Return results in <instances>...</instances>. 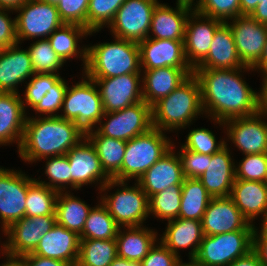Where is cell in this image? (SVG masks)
I'll list each match as a JSON object with an SVG mask.
<instances>
[{
	"label": "cell",
	"instance_id": "5",
	"mask_svg": "<svg viewBox=\"0 0 267 266\" xmlns=\"http://www.w3.org/2000/svg\"><path fill=\"white\" fill-rule=\"evenodd\" d=\"M128 182L110 179L98 192L100 201L120 227L142 226L150 216L149 199L137 181L132 186ZM114 187L118 188L111 194Z\"/></svg>",
	"mask_w": 267,
	"mask_h": 266
},
{
	"label": "cell",
	"instance_id": "58",
	"mask_svg": "<svg viewBox=\"0 0 267 266\" xmlns=\"http://www.w3.org/2000/svg\"><path fill=\"white\" fill-rule=\"evenodd\" d=\"M26 1L27 0H0V8L15 11Z\"/></svg>",
	"mask_w": 267,
	"mask_h": 266
},
{
	"label": "cell",
	"instance_id": "38",
	"mask_svg": "<svg viewBox=\"0 0 267 266\" xmlns=\"http://www.w3.org/2000/svg\"><path fill=\"white\" fill-rule=\"evenodd\" d=\"M92 207L85 221L80 239H115L120 226L109 214L107 207L100 201Z\"/></svg>",
	"mask_w": 267,
	"mask_h": 266
},
{
	"label": "cell",
	"instance_id": "45",
	"mask_svg": "<svg viewBox=\"0 0 267 266\" xmlns=\"http://www.w3.org/2000/svg\"><path fill=\"white\" fill-rule=\"evenodd\" d=\"M225 139L217 141L215 134L208 128H194L188 132L185 143L181 146L190 151L212 155L226 145Z\"/></svg>",
	"mask_w": 267,
	"mask_h": 266
},
{
	"label": "cell",
	"instance_id": "25",
	"mask_svg": "<svg viewBox=\"0 0 267 266\" xmlns=\"http://www.w3.org/2000/svg\"><path fill=\"white\" fill-rule=\"evenodd\" d=\"M142 72L143 101L151 107L160 99L168 96L190 75L192 68L162 67Z\"/></svg>",
	"mask_w": 267,
	"mask_h": 266
},
{
	"label": "cell",
	"instance_id": "36",
	"mask_svg": "<svg viewBox=\"0 0 267 266\" xmlns=\"http://www.w3.org/2000/svg\"><path fill=\"white\" fill-rule=\"evenodd\" d=\"M116 257L115 239H80L76 266H110Z\"/></svg>",
	"mask_w": 267,
	"mask_h": 266
},
{
	"label": "cell",
	"instance_id": "8",
	"mask_svg": "<svg viewBox=\"0 0 267 266\" xmlns=\"http://www.w3.org/2000/svg\"><path fill=\"white\" fill-rule=\"evenodd\" d=\"M253 232L254 230H238L204 235L195 258L203 266H229L252 250Z\"/></svg>",
	"mask_w": 267,
	"mask_h": 266
},
{
	"label": "cell",
	"instance_id": "65",
	"mask_svg": "<svg viewBox=\"0 0 267 266\" xmlns=\"http://www.w3.org/2000/svg\"><path fill=\"white\" fill-rule=\"evenodd\" d=\"M181 1H187V2L193 3L195 0H181Z\"/></svg>",
	"mask_w": 267,
	"mask_h": 266
},
{
	"label": "cell",
	"instance_id": "14",
	"mask_svg": "<svg viewBox=\"0 0 267 266\" xmlns=\"http://www.w3.org/2000/svg\"><path fill=\"white\" fill-rule=\"evenodd\" d=\"M266 120L267 115L258 111L250 116L225 121L226 129L223 130L227 136L226 142L231 141L244 155L267 153Z\"/></svg>",
	"mask_w": 267,
	"mask_h": 266
},
{
	"label": "cell",
	"instance_id": "16",
	"mask_svg": "<svg viewBox=\"0 0 267 266\" xmlns=\"http://www.w3.org/2000/svg\"><path fill=\"white\" fill-rule=\"evenodd\" d=\"M71 171V190L96 184L98 190L110 180L103 171L95 147L85 137L67 154ZM99 181V182H98Z\"/></svg>",
	"mask_w": 267,
	"mask_h": 266
},
{
	"label": "cell",
	"instance_id": "63",
	"mask_svg": "<svg viewBox=\"0 0 267 266\" xmlns=\"http://www.w3.org/2000/svg\"><path fill=\"white\" fill-rule=\"evenodd\" d=\"M263 78H267V65L260 71Z\"/></svg>",
	"mask_w": 267,
	"mask_h": 266
},
{
	"label": "cell",
	"instance_id": "61",
	"mask_svg": "<svg viewBox=\"0 0 267 266\" xmlns=\"http://www.w3.org/2000/svg\"><path fill=\"white\" fill-rule=\"evenodd\" d=\"M267 65V38L264 47L263 55L260 61L253 67V70L256 72H260Z\"/></svg>",
	"mask_w": 267,
	"mask_h": 266
},
{
	"label": "cell",
	"instance_id": "59",
	"mask_svg": "<svg viewBox=\"0 0 267 266\" xmlns=\"http://www.w3.org/2000/svg\"><path fill=\"white\" fill-rule=\"evenodd\" d=\"M110 266H141V262L128 260L122 257L117 256Z\"/></svg>",
	"mask_w": 267,
	"mask_h": 266
},
{
	"label": "cell",
	"instance_id": "20",
	"mask_svg": "<svg viewBox=\"0 0 267 266\" xmlns=\"http://www.w3.org/2000/svg\"><path fill=\"white\" fill-rule=\"evenodd\" d=\"M192 3L176 0L173 8L158 3L153 11L148 38L184 41L188 16L193 11Z\"/></svg>",
	"mask_w": 267,
	"mask_h": 266
},
{
	"label": "cell",
	"instance_id": "27",
	"mask_svg": "<svg viewBox=\"0 0 267 266\" xmlns=\"http://www.w3.org/2000/svg\"><path fill=\"white\" fill-rule=\"evenodd\" d=\"M79 247V235L56 223L41 238L33 254L61 260L76 266L79 257Z\"/></svg>",
	"mask_w": 267,
	"mask_h": 266
},
{
	"label": "cell",
	"instance_id": "41",
	"mask_svg": "<svg viewBox=\"0 0 267 266\" xmlns=\"http://www.w3.org/2000/svg\"><path fill=\"white\" fill-rule=\"evenodd\" d=\"M125 1L90 0L87 12V29L90 31V36L98 33L104 27H108Z\"/></svg>",
	"mask_w": 267,
	"mask_h": 266
},
{
	"label": "cell",
	"instance_id": "11",
	"mask_svg": "<svg viewBox=\"0 0 267 266\" xmlns=\"http://www.w3.org/2000/svg\"><path fill=\"white\" fill-rule=\"evenodd\" d=\"M55 224L56 215L23 217L2 232L7 240L0 244V251L14 257L33 253Z\"/></svg>",
	"mask_w": 267,
	"mask_h": 266
},
{
	"label": "cell",
	"instance_id": "37",
	"mask_svg": "<svg viewBox=\"0 0 267 266\" xmlns=\"http://www.w3.org/2000/svg\"><path fill=\"white\" fill-rule=\"evenodd\" d=\"M59 192L28 175L25 217L55 215Z\"/></svg>",
	"mask_w": 267,
	"mask_h": 266
},
{
	"label": "cell",
	"instance_id": "48",
	"mask_svg": "<svg viewBox=\"0 0 267 266\" xmlns=\"http://www.w3.org/2000/svg\"><path fill=\"white\" fill-rule=\"evenodd\" d=\"M90 0H60L57 4L63 23L77 24L87 28V12Z\"/></svg>",
	"mask_w": 267,
	"mask_h": 266
},
{
	"label": "cell",
	"instance_id": "19",
	"mask_svg": "<svg viewBox=\"0 0 267 266\" xmlns=\"http://www.w3.org/2000/svg\"><path fill=\"white\" fill-rule=\"evenodd\" d=\"M201 222L203 234L208 236L255 229L230 197L212 198Z\"/></svg>",
	"mask_w": 267,
	"mask_h": 266
},
{
	"label": "cell",
	"instance_id": "56",
	"mask_svg": "<svg viewBox=\"0 0 267 266\" xmlns=\"http://www.w3.org/2000/svg\"><path fill=\"white\" fill-rule=\"evenodd\" d=\"M259 111L267 115V78H262V86L259 91Z\"/></svg>",
	"mask_w": 267,
	"mask_h": 266
},
{
	"label": "cell",
	"instance_id": "52",
	"mask_svg": "<svg viewBox=\"0 0 267 266\" xmlns=\"http://www.w3.org/2000/svg\"><path fill=\"white\" fill-rule=\"evenodd\" d=\"M260 225L261 230L255 226L253 232L252 250L258 255L262 266H267V223Z\"/></svg>",
	"mask_w": 267,
	"mask_h": 266
},
{
	"label": "cell",
	"instance_id": "50",
	"mask_svg": "<svg viewBox=\"0 0 267 266\" xmlns=\"http://www.w3.org/2000/svg\"><path fill=\"white\" fill-rule=\"evenodd\" d=\"M179 258L158 240L141 261V266H175Z\"/></svg>",
	"mask_w": 267,
	"mask_h": 266
},
{
	"label": "cell",
	"instance_id": "62",
	"mask_svg": "<svg viewBox=\"0 0 267 266\" xmlns=\"http://www.w3.org/2000/svg\"><path fill=\"white\" fill-rule=\"evenodd\" d=\"M189 262H184L181 257L177 260L175 266H203L195 257H189Z\"/></svg>",
	"mask_w": 267,
	"mask_h": 266
},
{
	"label": "cell",
	"instance_id": "46",
	"mask_svg": "<svg viewBox=\"0 0 267 266\" xmlns=\"http://www.w3.org/2000/svg\"><path fill=\"white\" fill-rule=\"evenodd\" d=\"M244 156L239 164H235V179L266 182L267 153Z\"/></svg>",
	"mask_w": 267,
	"mask_h": 266
},
{
	"label": "cell",
	"instance_id": "47",
	"mask_svg": "<svg viewBox=\"0 0 267 266\" xmlns=\"http://www.w3.org/2000/svg\"><path fill=\"white\" fill-rule=\"evenodd\" d=\"M61 77L32 110L38 117L59 116L68 84ZM38 113V114H37ZM40 114V115H39Z\"/></svg>",
	"mask_w": 267,
	"mask_h": 266
},
{
	"label": "cell",
	"instance_id": "33",
	"mask_svg": "<svg viewBox=\"0 0 267 266\" xmlns=\"http://www.w3.org/2000/svg\"><path fill=\"white\" fill-rule=\"evenodd\" d=\"M85 137L95 147L103 171L112 179L121 169L127 142L102 136L96 129L86 132Z\"/></svg>",
	"mask_w": 267,
	"mask_h": 266
},
{
	"label": "cell",
	"instance_id": "7",
	"mask_svg": "<svg viewBox=\"0 0 267 266\" xmlns=\"http://www.w3.org/2000/svg\"><path fill=\"white\" fill-rule=\"evenodd\" d=\"M81 79L67 87L59 117L74 121L86 133L98 126L104 110L94 80L83 72Z\"/></svg>",
	"mask_w": 267,
	"mask_h": 266
},
{
	"label": "cell",
	"instance_id": "4",
	"mask_svg": "<svg viewBox=\"0 0 267 266\" xmlns=\"http://www.w3.org/2000/svg\"><path fill=\"white\" fill-rule=\"evenodd\" d=\"M113 42L87 45L88 78H109L124 74H142L138 43L113 37Z\"/></svg>",
	"mask_w": 267,
	"mask_h": 266
},
{
	"label": "cell",
	"instance_id": "55",
	"mask_svg": "<svg viewBox=\"0 0 267 266\" xmlns=\"http://www.w3.org/2000/svg\"><path fill=\"white\" fill-rule=\"evenodd\" d=\"M249 16L259 23L267 25V0H261Z\"/></svg>",
	"mask_w": 267,
	"mask_h": 266
},
{
	"label": "cell",
	"instance_id": "28",
	"mask_svg": "<svg viewBox=\"0 0 267 266\" xmlns=\"http://www.w3.org/2000/svg\"><path fill=\"white\" fill-rule=\"evenodd\" d=\"M159 240L178 257L179 250L188 249L189 257H196L201 241L203 239L202 222L199 220H189L183 218H176L167 221L165 231Z\"/></svg>",
	"mask_w": 267,
	"mask_h": 266
},
{
	"label": "cell",
	"instance_id": "35",
	"mask_svg": "<svg viewBox=\"0 0 267 266\" xmlns=\"http://www.w3.org/2000/svg\"><path fill=\"white\" fill-rule=\"evenodd\" d=\"M211 199L212 196L199 179L185 178L178 218L201 221Z\"/></svg>",
	"mask_w": 267,
	"mask_h": 266
},
{
	"label": "cell",
	"instance_id": "42",
	"mask_svg": "<svg viewBox=\"0 0 267 266\" xmlns=\"http://www.w3.org/2000/svg\"><path fill=\"white\" fill-rule=\"evenodd\" d=\"M41 160H46L44 174H46L49 182L42 181L41 178H35L38 183L53 188L58 192H65L68 188L71 189V168L67 155L47 157Z\"/></svg>",
	"mask_w": 267,
	"mask_h": 266
},
{
	"label": "cell",
	"instance_id": "54",
	"mask_svg": "<svg viewBox=\"0 0 267 266\" xmlns=\"http://www.w3.org/2000/svg\"><path fill=\"white\" fill-rule=\"evenodd\" d=\"M229 266H262L258 255L251 250L247 255L236 259Z\"/></svg>",
	"mask_w": 267,
	"mask_h": 266
},
{
	"label": "cell",
	"instance_id": "2",
	"mask_svg": "<svg viewBox=\"0 0 267 266\" xmlns=\"http://www.w3.org/2000/svg\"><path fill=\"white\" fill-rule=\"evenodd\" d=\"M84 138L85 132L74 121L59 116L27 115L17 152L21 160L32 164L47 157L66 155Z\"/></svg>",
	"mask_w": 267,
	"mask_h": 266
},
{
	"label": "cell",
	"instance_id": "3",
	"mask_svg": "<svg viewBox=\"0 0 267 266\" xmlns=\"http://www.w3.org/2000/svg\"><path fill=\"white\" fill-rule=\"evenodd\" d=\"M203 116L201 89L192 74L168 96L152 106V125L164 132L189 127L198 116Z\"/></svg>",
	"mask_w": 267,
	"mask_h": 266
},
{
	"label": "cell",
	"instance_id": "40",
	"mask_svg": "<svg viewBox=\"0 0 267 266\" xmlns=\"http://www.w3.org/2000/svg\"><path fill=\"white\" fill-rule=\"evenodd\" d=\"M27 49L34 73L59 74V70L64 67L65 63L55 53L48 39H37Z\"/></svg>",
	"mask_w": 267,
	"mask_h": 266
},
{
	"label": "cell",
	"instance_id": "53",
	"mask_svg": "<svg viewBox=\"0 0 267 266\" xmlns=\"http://www.w3.org/2000/svg\"><path fill=\"white\" fill-rule=\"evenodd\" d=\"M21 260L23 266H73L68 262L38 256L33 253L22 256Z\"/></svg>",
	"mask_w": 267,
	"mask_h": 266
},
{
	"label": "cell",
	"instance_id": "12",
	"mask_svg": "<svg viewBox=\"0 0 267 266\" xmlns=\"http://www.w3.org/2000/svg\"><path fill=\"white\" fill-rule=\"evenodd\" d=\"M158 3V0H126L107 27L111 35L136 43L148 38L152 14Z\"/></svg>",
	"mask_w": 267,
	"mask_h": 266
},
{
	"label": "cell",
	"instance_id": "49",
	"mask_svg": "<svg viewBox=\"0 0 267 266\" xmlns=\"http://www.w3.org/2000/svg\"><path fill=\"white\" fill-rule=\"evenodd\" d=\"M177 151L185 178H200L206 171L207 155L179 147Z\"/></svg>",
	"mask_w": 267,
	"mask_h": 266
},
{
	"label": "cell",
	"instance_id": "6",
	"mask_svg": "<svg viewBox=\"0 0 267 266\" xmlns=\"http://www.w3.org/2000/svg\"><path fill=\"white\" fill-rule=\"evenodd\" d=\"M165 133L153 127L148 132L127 141L121 169L112 179L138 181L172 148L174 142Z\"/></svg>",
	"mask_w": 267,
	"mask_h": 266
},
{
	"label": "cell",
	"instance_id": "29",
	"mask_svg": "<svg viewBox=\"0 0 267 266\" xmlns=\"http://www.w3.org/2000/svg\"><path fill=\"white\" fill-rule=\"evenodd\" d=\"M27 114L24 111L20 93L0 92V145L13 143L19 149L25 128Z\"/></svg>",
	"mask_w": 267,
	"mask_h": 266
},
{
	"label": "cell",
	"instance_id": "57",
	"mask_svg": "<svg viewBox=\"0 0 267 266\" xmlns=\"http://www.w3.org/2000/svg\"><path fill=\"white\" fill-rule=\"evenodd\" d=\"M261 0H240L241 16L250 15Z\"/></svg>",
	"mask_w": 267,
	"mask_h": 266
},
{
	"label": "cell",
	"instance_id": "31",
	"mask_svg": "<svg viewBox=\"0 0 267 266\" xmlns=\"http://www.w3.org/2000/svg\"><path fill=\"white\" fill-rule=\"evenodd\" d=\"M115 240L117 256L141 262L159 238L157 231L142 225L120 227Z\"/></svg>",
	"mask_w": 267,
	"mask_h": 266
},
{
	"label": "cell",
	"instance_id": "32",
	"mask_svg": "<svg viewBox=\"0 0 267 266\" xmlns=\"http://www.w3.org/2000/svg\"><path fill=\"white\" fill-rule=\"evenodd\" d=\"M89 35L90 31L86 27L63 23L47 39L55 53L64 63L74 57L77 59L78 57L79 59L81 58L83 72L87 63V45L81 47L78 43Z\"/></svg>",
	"mask_w": 267,
	"mask_h": 266
},
{
	"label": "cell",
	"instance_id": "34",
	"mask_svg": "<svg viewBox=\"0 0 267 266\" xmlns=\"http://www.w3.org/2000/svg\"><path fill=\"white\" fill-rule=\"evenodd\" d=\"M90 206L80 197H75L70 190L65 193L60 191L56 202V223L80 235L92 209Z\"/></svg>",
	"mask_w": 267,
	"mask_h": 266
},
{
	"label": "cell",
	"instance_id": "1",
	"mask_svg": "<svg viewBox=\"0 0 267 266\" xmlns=\"http://www.w3.org/2000/svg\"><path fill=\"white\" fill-rule=\"evenodd\" d=\"M248 71L254 70L247 66L237 69L193 70V75L200 84L204 114L214 121V125L225 128V121L250 116L259 111V92L248 85L242 74Z\"/></svg>",
	"mask_w": 267,
	"mask_h": 266
},
{
	"label": "cell",
	"instance_id": "17",
	"mask_svg": "<svg viewBox=\"0 0 267 266\" xmlns=\"http://www.w3.org/2000/svg\"><path fill=\"white\" fill-rule=\"evenodd\" d=\"M231 29L238 55L247 67H254L261 59L267 38V25L249 15L225 22Z\"/></svg>",
	"mask_w": 267,
	"mask_h": 266
},
{
	"label": "cell",
	"instance_id": "22",
	"mask_svg": "<svg viewBox=\"0 0 267 266\" xmlns=\"http://www.w3.org/2000/svg\"><path fill=\"white\" fill-rule=\"evenodd\" d=\"M226 145L207 155L206 171L198 178L212 198L229 197L235 181V162Z\"/></svg>",
	"mask_w": 267,
	"mask_h": 266
},
{
	"label": "cell",
	"instance_id": "44",
	"mask_svg": "<svg viewBox=\"0 0 267 266\" xmlns=\"http://www.w3.org/2000/svg\"><path fill=\"white\" fill-rule=\"evenodd\" d=\"M192 6L196 12L224 23L241 16L240 0H196Z\"/></svg>",
	"mask_w": 267,
	"mask_h": 266
},
{
	"label": "cell",
	"instance_id": "23",
	"mask_svg": "<svg viewBox=\"0 0 267 266\" xmlns=\"http://www.w3.org/2000/svg\"><path fill=\"white\" fill-rule=\"evenodd\" d=\"M34 74L28 49L19 43L3 48L0 53V92L19 93L18 85Z\"/></svg>",
	"mask_w": 267,
	"mask_h": 266
},
{
	"label": "cell",
	"instance_id": "9",
	"mask_svg": "<svg viewBox=\"0 0 267 266\" xmlns=\"http://www.w3.org/2000/svg\"><path fill=\"white\" fill-rule=\"evenodd\" d=\"M151 128L152 107L141 101L119 111L104 112L96 130L102 136L127 142Z\"/></svg>",
	"mask_w": 267,
	"mask_h": 266
},
{
	"label": "cell",
	"instance_id": "39",
	"mask_svg": "<svg viewBox=\"0 0 267 266\" xmlns=\"http://www.w3.org/2000/svg\"><path fill=\"white\" fill-rule=\"evenodd\" d=\"M182 185H171L149 199V214L160 219L170 221L179 217L181 206Z\"/></svg>",
	"mask_w": 267,
	"mask_h": 266
},
{
	"label": "cell",
	"instance_id": "10",
	"mask_svg": "<svg viewBox=\"0 0 267 266\" xmlns=\"http://www.w3.org/2000/svg\"><path fill=\"white\" fill-rule=\"evenodd\" d=\"M15 13L17 41L47 39L63 22L57 6L41 0H27ZM41 37V38H40Z\"/></svg>",
	"mask_w": 267,
	"mask_h": 266
},
{
	"label": "cell",
	"instance_id": "21",
	"mask_svg": "<svg viewBox=\"0 0 267 266\" xmlns=\"http://www.w3.org/2000/svg\"><path fill=\"white\" fill-rule=\"evenodd\" d=\"M138 46L141 70L162 67L191 68L185 57L184 41L146 38Z\"/></svg>",
	"mask_w": 267,
	"mask_h": 266
},
{
	"label": "cell",
	"instance_id": "24",
	"mask_svg": "<svg viewBox=\"0 0 267 266\" xmlns=\"http://www.w3.org/2000/svg\"><path fill=\"white\" fill-rule=\"evenodd\" d=\"M172 148L154 163L137 181L148 198L171 185H182L185 179L181 161ZM177 154V155H176Z\"/></svg>",
	"mask_w": 267,
	"mask_h": 266
},
{
	"label": "cell",
	"instance_id": "51",
	"mask_svg": "<svg viewBox=\"0 0 267 266\" xmlns=\"http://www.w3.org/2000/svg\"><path fill=\"white\" fill-rule=\"evenodd\" d=\"M13 10L0 8V46L3 48L12 46L17 41L16 19L11 18Z\"/></svg>",
	"mask_w": 267,
	"mask_h": 266
},
{
	"label": "cell",
	"instance_id": "43",
	"mask_svg": "<svg viewBox=\"0 0 267 266\" xmlns=\"http://www.w3.org/2000/svg\"><path fill=\"white\" fill-rule=\"evenodd\" d=\"M61 78L60 74L53 73H34L29 79V82H25L24 97L21 96V101L25 113L27 114V107L34 108L43 99L45 94L52 89L54 84ZM27 105V106H26Z\"/></svg>",
	"mask_w": 267,
	"mask_h": 266
},
{
	"label": "cell",
	"instance_id": "26",
	"mask_svg": "<svg viewBox=\"0 0 267 266\" xmlns=\"http://www.w3.org/2000/svg\"><path fill=\"white\" fill-rule=\"evenodd\" d=\"M251 224L260 216L267 223V185L262 181L235 179L229 196ZM254 222V223H253Z\"/></svg>",
	"mask_w": 267,
	"mask_h": 266
},
{
	"label": "cell",
	"instance_id": "15",
	"mask_svg": "<svg viewBox=\"0 0 267 266\" xmlns=\"http://www.w3.org/2000/svg\"><path fill=\"white\" fill-rule=\"evenodd\" d=\"M90 79L98 87L104 112L119 111L143 101L142 74Z\"/></svg>",
	"mask_w": 267,
	"mask_h": 266
},
{
	"label": "cell",
	"instance_id": "64",
	"mask_svg": "<svg viewBox=\"0 0 267 266\" xmlns=\"http://www.w3.org/2000/svg\"><path fill=\"white\" fill-rule=\"evenodd\" d=\"M41 1H44V2H47V3H50L52 5H56L59 3L60 0H41Z\"/></svg>",
	"mask_w": 267,
	"mask_h": 266
},
{
	"label": "cell",
	"instance_id": "30",
	"mask_svg": "<svg viewBox=\"0 0 267 266\" xmlns=\"http://www.w3.org/2000/svg\"><path fill=\"white\" fill-rule=\"evenodd\" d=\"M246 67L237 52L230 27L223 23L215 32L205 59L195 69H237Z\"/></svg>",
	"mask_w": 267,
	"mask_h": 266
},
{
	"label": "cell",
	"instance_id": "60",
	"mask_svg": "<svg viewBox=\"0 0 267 266\" xmlns=\"http://www.w3.org/2000/svg\"><path fill=\"white\" fill-rule=\"evenodd\" d=\"M4 257H6V261L2 263L0 266H23L21 257H14L0 252Z\"/></svg>",
	"mask_w": 267,
	"mask_h": 266
},
{
	"label": "cell",
	"instance_id": "18",
	"mask_svg": "<svg viewBox=\"0 0 267 266\" xmlns=\"http://www.w3.org/2000/svg\"><path fill=\"white\" fill-rule=\"evenodd\" d=\"M224 22L204 16L193 10L185 28L184 52L189 66L194 70L207 56L216 30Z\"/></svg>",
	"mask_w": 267,
	"mask_h": 266
},
{
	"label": "cell",
	"instance_id": "13",
	"mask_svg": "<svg viewBox=\"0 0 267 266\" xmlns=\"http://www.w3.org/2000/svg\"><path fill=\"white\" fill-rule=\"evenodd\" d=\"M28 175L0 166V226L2 232L25 217Z\"/></svg>",
	"mask_w": 267,
	"mask_h": 266
}]
</instances>
